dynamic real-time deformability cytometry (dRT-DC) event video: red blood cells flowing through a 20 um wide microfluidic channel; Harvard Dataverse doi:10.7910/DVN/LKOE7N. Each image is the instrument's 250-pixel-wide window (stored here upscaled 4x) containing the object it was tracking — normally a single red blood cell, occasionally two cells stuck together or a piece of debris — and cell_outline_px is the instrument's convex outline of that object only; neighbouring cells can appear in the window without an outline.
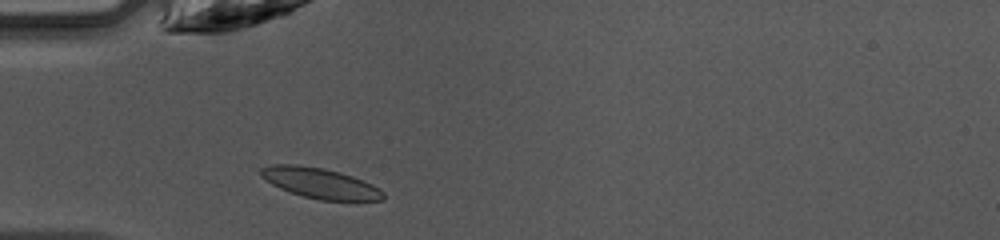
{"species": "common noctule bat (a hibernating species)", "species_latin": "Nyctalus noctula", "temperature_condition": "warm", "stored_images_in_passage": 34, "camera_frame_rate_fps": 3000, "um_per_image_px": 0.085, "animal": {"sex": "female", "body_mass_g": 10.0, "forearm_length_mm": 53.1}, "frame": {"image": 1, "passage_image": 1, "time_ms": 0.0, "image_size_px": [1000, 240], "cell_outline_px": [[384, 200], [320, 200], [304, 196], [280, 188], [272, 184], [260, 176], [260, 168], [272, 164], [300, 164], [340, 172], [364, 180], [380, 188], [384, 192]], "centroid_in_image_um": [27.21, 15.56], "position_along_channel_um": 57.8, "area_um2": 21.62}}
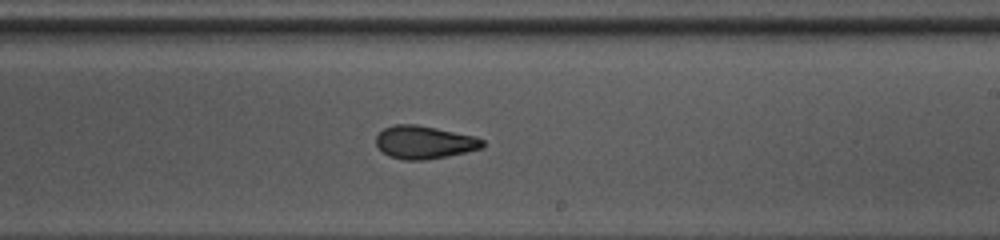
{"frame": {"image": 2, "passage_image": 15, "time_ms": 4.667, "image_size_px": [1000, 240], "cell_outline_px": [[484, 148], [448, 156], [424, 160], [404, 160], [388, 156], [376, 144], [376, 136], [384, 128], [396, 124], [416, 124], [476, 136], [484, 140]], "centroid_in_image_um": [36.09, 12.09], "position_along_channel_um": 252.9, "area_um2": 20.52}}
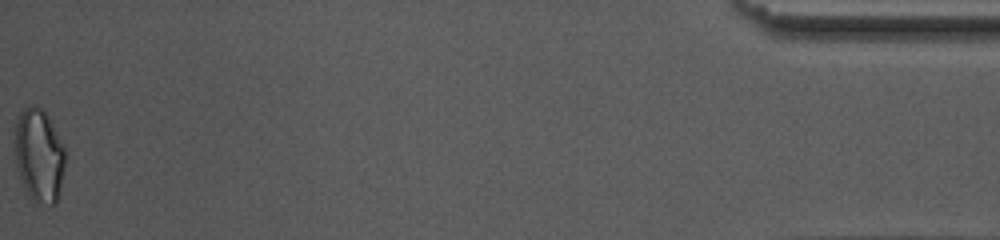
{"frame": {"image": 3, "passage_image": 34, "time_ms": 11.0, "image_size_px": [1000, 240], "cell_outline_px": [[64, 168], [60, 188], [56, 204], [48, 204], [32, 200], [20, 184], [16, 164], [16, 120], [20, 112], [28, 104], [32, 104], [40, 108], [48, 116], [64, 144]], "centroid_in_image_um": [3.31, 13.2], "position_along_channel_um": 431.9, "area_um2": 27.4}, "authors_computed_cell_mechanics": {"area_um2": 21.2704, "velocity_mm_per_s": 4.2676, "shape_relaxation_time_tau1_ms": 6.0619, "shape_relaxation_time_tau2_ms": 2.0965, "deformation_change_tau1": 0.1655, "deformation_change_tau2": 0.0867}}